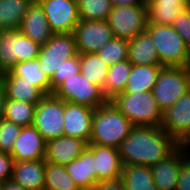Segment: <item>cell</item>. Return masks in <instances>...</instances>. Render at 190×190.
<instances>
[{
  "mask_svg": "<svg viewBox=\"0 0 190 190\" xmlns=\"http://www.w3.org/2000/svg\"><path fill=\"white\" fill-rule=\"evenodd\" d=\"M178 143L158 126H133L118 148L123 165L152 167L170 155Z\"/></svg>",
  "mask_w": 190,
  "mask_h": 190,
  "instance_id": "obj_1",
  "label": "cell"
},
{
  "mask_svg": "<svg viewBox=\"0 0 190 190\" xmlns=\"http://www.w3.org/2000/svg\"><path fill=\"white\" fill-rule=\"evenodd\" d=\"M133 125L111 102L97 107L93 112L92 135L89 144L119 148L128 137Z\"/></svg>",
  "mask_w": 190,
  "mask_h": 190,
  "instance_id": "obj_2",
  "label": "cell"
},
{
  "mask_svg": "<svg viewBox=\"0 0 190 190\" xmlns=\"http://www.w3.org/2000/svg\"><path fill=\"white\" fill-rule=\"evenodd\" d=\"M133 126L161 127L163 113L151 92L121 93L110 100Z\"/></svg>",
  "mask_w": 190,
  "mask_h": 190,
  "instance_id": "obj_3",
  "label": "cell"
},
{
  "mask_svg": "<svg viewBox=\"0 0 190 190\" xmlns=\"http://www.w3.org/2000/svg\"><path fill=\"white\" fill-rule=\"evenodd\" d=\"M160 64L163 67H186L189 48L171 25H147Z\"/></svg>",
  "mask_w": 190,
  "mask_h": 190,
  "instance_id": "obj_4",
  "label": "cell"
},
{
  "mask_svg": "<svg viewBox=\"0 0 190 190\" xmlns=\"http://www.w3.org/2000/svg\"><path fill=\"white\" fill-rule=\"evenodd\" d=\"M40 45L25 36L20 29L0 31V74L17 63L37 59Z\"/></svg>",
  "mask_w": 190,
  "mask_h": 190,
  "instance_id": "obj_5",
  "label": "cell"
},
{
  "mask_svg": "<svg viewBox=\"0 0 190 190\" xmlns=\"http://www.w3.org/2000/svg\"><path fill=\"white\" fill-rule=\"evenodd\" d=\"M189 90L190 71L187 67H162L152 93L164 113Z\"/></svg>",
  "mask_w": 190,
  "mask_h": 190,
  "instance_id": "obj_6",
  "label": "cell"
},
{
  "mask_svg": "<svg viewBox=\"0 0 190 190\" xmlns=\"http://www.w3.org/2000/svg\"><path fill=\"white\" fill-rule=\"evenodd\" d=\"M53 94L66 101L93 109L104 105L108 100L96 84L89 82L80 72L65 78Z\"/></svg>",
  "mask_w": 190,
  "mask_h": 190,
  "instance_id": "obj_7",
  "label": "cell"
},
{
  "mask_svg": "<svg viewBox=\"0 0 190 190\" xmlns=\"http://www.w3.org/2000/svg\"><path fill=\"white\" fill-rule=\"evenodd\" d=\"M108 22L114 37L132 40L147 29V6H115L109 14Z\"/></svg>",
  "mask_w": 190,
  "mask_h": 190,
  "instance_id": "obj_8",
  "label": "cell"
},
{
  "mask_svg": "<svg viewBox=\"0 0 190 190\" xmlns=\"http://www.w3.org/2000/svg\"><path fill=\"white\" fill-rule=\"evenodd\" d=\"M64 100L54 94L45 95L37 104L33 126L45 141L64 136Z\"/></svg>",
  "mask_w": 190,
  "mask_h": 190,
  "instance_id": "obj_9",
  "label": "cell"
},
{
  "mask_svg": "<svg viewBox=\"0 0 190 190\" xmlns=\"http://www.w3.org/2000/svg\"><path fill=\"white\" fill-rule=\"evenodd\" d=\"M53 34L73 33L80 22L77 0H36Z\"/></svg>",
  "mask_w": 190,
  "mask_h": 190,
  "instance_id": "obj_10",
  "label": "cell"
},
{
  "mask_svg": "<svg viewBox=\"0 0 190 190\" xmlns=\"http://www.w3.org/2000/svg\"><path fill=\"white\" fill-rule=\"evenodd\" d=\"M78 53H96L114 36L108 20H80L73 31Z\"/></svg>",
  "mask_w": 190,
  "mask_h": 190,
  "instance_id": "obj_11",
  "label": "cell"
},
{
  "mask_svg": "<svg viewBox=\"0 0 190 190\" xmlns=\"http://www.w3.org/2000/svg\"><path fill=\"white\" fill-rule=\"evenodd\" d=\"M161 128L178 144L190 134V90L163 113Z\"/></svg>",
  "mask_w": 190,
  "mask_h": 190,
  "instance_id": "obj_12",
  "label": "cell"
},
{
  "mask_svg": "<svg viewBox=\"0 0 190 190\" xmlns=\"http://www.w3.org/2000/svg\"><path fill=\"white\" fill-rule=\"evenodd\" d=\"M94 109L64 101V136L82 139L89 144Z\"/></svg>",
  "mask_w": 190,
  "mask_h": 190,
  "instance_id": "obj_13",
  "label": "cell"
},
{
  "mask_svg": "<svg viewBox=\"0 0 190 190\" xmlns=\"http://www.w3.org/2000/svg\"><path fill=\"white\" fill-rule=\"evenodd\" d=\"M88 143L82 139L62 136L46 141L44 161L66 166L78 158Z\"/></svg>",
  "mask_w": 190,
  "mask_h": 190,
  "instance_id": "obj_14",
  "label": "cell"
},
{
  "mask_svg": "<svg viewBox=\"0 0 190 190\" xmlns=\"http://www.w3.org/2000/svg\"><path fill=\"white\" fill-rule=\"evenodd\" d=\"M46 141L32 125L22 127L19 137L14 141L12 153L14 161H29L45 158Z\"/></svg>",
  "mask_w": 190,
  "mask_h": 190,
  "instance_id": "obj_15",
  "label": "cell"
},
{
  "mask_svg": "<svg viewBox=\"0 0 190 190\" xmlns=\"http://www.w3.org/2000/svg\"><path fill=\"white\" fill-rule=\"evenodd\" d=\"M87 148L95 157L96 182L121 177L123 164L117 148L97 144H88Z\"/></svg>",
  "mask_w": 190,
  "mask_h": 190,
  "instance_id": "obj_16",
  "label": "cell"
},
{
  "mask_svg": "<svg viewBox=\"0 0 190 190\" xmlns=\"http://www.w3.org/2000/svg\"><path fill=\"white\" fill-rule=\"evenodd\" d=\"M185 159L178 146L170 155L151 167L158 190H176L181 162Z\"/></svg>",
  "mask_w": 190,
  "mask_h": 190,
  "instance_id": "obj_17",
  "label": "cell"
},
{
  "mask_svg": "<svg viewBox=\"0 0 190 190\" xmlns=\"http://www.w3.org/2000/svg\"><path fill=\"white\" fill-rule=\"evenodd\" d=\"M21 32L40 46L52 37L49 23L40 4L34 0L29 6L20 26Z\"/></svg>",
  "mask_w": 190,
  "mask_h": 190,
  "instance_id": "obj_18",
  "label": "cell"
},
{
  "mask_svg": "<svg viewBox=\"0 0 190 190\" xmlns=\"http://www.w3.org/2000/svg\"><path fill=\"white\" fill-rule=\"evenodd\" d=\"M0 85L6 98L37 105L45 94L36 86L21 77L14 76L10 71L0 74Z\"/></svg>",
  "mask_w": 190,
  "mask_h": 190,
  "instance_id": "obj_19",
  "label": "cell"
},
{
  "mask_svg": "<svg viewBox=\"0 0 190 190\" xmlns=\"http://www.w3.org/2000/svg\"><path fill=\"white\" fill-rule=\"evenodd\" d=\"M44 159L14 161L12 180L26 190H44Z\"/></svg>",
  "mask_w": 190,
  "mask_h": 190,
  "instance_id": "obj_20",
  "label": "cell"
},
{
  "mask_svg": "<svg viewBox=\"0 0 190 190\" xmlns=\"http://www.w3.org/2000/svg\"><path fill=\"white\" fill-rule=\"evenodd\" d=\"M128 60L134 65H161L152 36L147 30L129 40Z\"/></svg>",
  "mask_w": 190,
  "mask_h": 190,
  "instance_id": "obj_21",
  "label": "cell"
},
{
  "mask_svg": "<svg viewBox=\"0 0 190 190\" xmlns=\"http://www.w3.org/2000/svg\"><path fill=\"white\" fill-rule=\"evenodd\" d=\"M162 65H134L123 93L151 92L157 82Z\"/></svg>",
  "mask_w": 190,
  "mask_h": 190,
  "instance_id": "obj_22",
  "label": "cell"
},
{
  "mask_svg": "<svg viewBox=\"0 0 190 190\" xmlns=\"http://www.w3.org/2000/svg\"><path fill=\"white\" fill-rule=\"evenodd\" d=\"M94 160V154L86 147L78 158L65 166L79 188L93 187L97 183Z\"/></svg>",
  "mask_w": 190,
  "mask_h": 190,
  "instance_id": "obj_23",
  "label": "cell"
},
{
  "mask_svg": "<svg viewBox=\"0 0 190 190\" xmlns=\"http://www.w3.org/2000/svg\"><path fill=\"white\" fill-rule=\"evenodd\" d=\"M78 54L73 33L53 34L51 39L40 47L37 59L68 60Z\"/></svg>",
  "mask_w": 190,
  "mask_h": 190,
  "instance_id": "obj_24",
  "label": "cell"
},
{
  "mask_svg": "<svg viewBox=\"0 0 190 190\" xmlns=\"http://www.w3.org/2000/svg\"><path fill=\"white\" fill-rule=\"evenodd\" d=\"M131 69L132 63L128 59L109 67L105 83L101 89L108 101L123 93Z\"/></svg>",
  "mask_w": 190,
  "mask_h": 190,
  "instance_id": "obj_25",
  "label": "cell"
},
{
  "mask_svg": "<svg viewBox=\"0 0 190 190\" xmlns=\"http://www.w3.org/2000/svg\"><path fill=\"white\" fill-rule=\"evenodd\" d=\"M34 0H0V31L20 29L23 17Z\"/></svg>",
  "mask_w": 190,
  "mask_h": 190,
  "instance_id": "obj_26",
  "label": "cell"
},
{
  "mask_svg": "<svg viewBox=\"0 0 190 190\" xmlns=\"http://www.w3.org/2000/svg\"><path fill=\"white\" fill-rule=\"evenodd\" d=\"M121 178L126 190H158L148 166L123 165Z\"/></svg>",
  "mask_w": 190,
  "mask_h": 190,
  "instance_id": "obj_27",
  "label": "cell"
},
{
  "mask_svg": "<svg viewBox=\"0 0 190 190\" xmlns=\"http://www.w3.org/2000/svg\"><path fill=\"white\" fill-rule=\"evenodd\" d=\"M80 73L101 89L106 80L109 66L97 53H78Z\"/></svg>",
  "mask_w": 190,
  "mask_h": 190,
  "instance_id": "obj_28",
  "label": "cell"
},
{
  "mask_svg": "<svg viewBox=\"0 0 190 190\" xmlns=\"http://www.w3.org/2000/svg\"><path fill=\"white\" fill-rule=\"evenodd\" d=\"M38 59L17 63L11 70L14 76L21 77L38 87L45 95L51 94L50 79L41 71Z\"/></svg>",
  "mask_w": 190,
  "mask_h": 190,
  "instance_id": "obj_29",
  "label": "cell"
},
{
  "mask_svg": "<svg viewBox=\"0 0 190 190\" xmlns=\"http://www.w3.org/2000/svg\"><path fill=\"white\" fill-rule=\"evenodd\" d=\"M35 104L6 98L4 119L21 127L32 126L36 110Z\"/></svg>",
  "mask_w": 190,
  "mask_h": 190,
  "instance_id": "obj_30",
  "label": "cell"
},
{
  "mask_svg": "<svg viewBox=\"0 0 190 190\" xmlns=\"http://www.w3.org/2000/svg\"><path fill=\"white\" fill-rule=\"evenodd\" d=\"M44 190H78L66 167L45 162Z\"/></svg>",
  "mask_w": 190,
  "mask_h": 190,
  "instance_id": "obj_31",
  "label": "cell"
},
{
  "mask_svg": "<svg viewBox=\"0 0 190 190\" xmlns=\"http://www.w3.org/2000/svg\"><path fill=\"white\" fill-rule=\"evenodd\" d=\"M80 20H108L113 9L111 0H77Z\"/></svg>",
  "mask_w": 190,
  "mask_h": 190,
  "instance_id": "obj_32",
  "label": "cell"
},
{
  "mask_svg": "<svg viewBox=\"0 0 190 190\" xmlns=\"http://www.w3.org/2000/svg\"><path fill=\"white\" fill-rule=\"evenodd\" d=\"M129 40L113 37L96 53L110 67L128 59Z\"/></svg>",
  "mask_w": 190,
  "mask_h": 190,
  "instance_id": "obj_33",
  "label": "cell"
},
{
  "mask_svg": "<svg viewBox=\"0 0 190 190\" xmlns=\"http://www.w3.org/2000/svg\"><path fill=\"white\" fill-rule=\"evenodd\" d=\"M148 25H172L186 7L146 5Z\"/></svg>",
  "mask_w": 190,
  "mask_h": 190,
  "instance_id": "obj_34",
  "label": "cell"
},
{
  "mask_svg": "<svg viewBox=\"0 0 190 190\" xmlns=\"http://www.w3.org/2000/svg\"><path fill=\"white\" fill-rule=\"evenodd\" d=\"M22 127L4 118L0 120V151L11 154L14 141L19 137Z\"/></svg>",
  "mask_w": 190,
  "mask_h": 190,
  "instance_id": "obj_35",
  "label": "cell"
},
{
  "mask_svg": "<svg viewBox=\"0 0 190 190\" xmlns=\"http://www.w3.org/2000/svg\"><path fill=\"white\" fill-rule=\"evenodd\" d=\"M79 72L80 65L78 54L75 57L66 60L64 63H61L58 70H56L50 79L51 94H53V91L65 80V78L74 76V74Z\"/></svg>",
  "mask_w": 190,
  "mask_h": 190,
  "instance_id": "obj_36",
  "label": "cell"
},
{
  "mask_svg": "<svg viewBox=\"0 0 190 190\" xmlns=\"http://www.w3.org/2000/svg\"><path fill=\"white\" fill-rule=\"evenodd\" d=\"M171 26L182 37L188 48H190V6L184 8V10L174 19Z\"/></svg>",
  "mask_w": 190,
  "mask_h": 190,
  "instance_id": "obj_37",
  "label": "cell"
},
{
  "mask_svg": "<svg viewBox=\"0 0 190 190\" xmlns=\"http://www.w3.org/2000/svg\"><path fill=\"white\" fill-rule=\"evenodd\" d=\"M13 157L5 152L0 151V183L12 179Z\"/></svg>",
  "mask_w": 190,
  "mask_h": 190,
  "instance_id": "obj_38",
  "label": "cell"
},
{
  "mask_svg": "<svg viewBox=\"0 0 190 190\" xmlns=\"http://www.w3.org/2000/svg\"><path fill=\"white\" fill-rule=\"evenodd\" d=\"M176 190H190V162H181Z\"/></svg>",
  "mask_w": 190,
  "mask_h": 190,
  "instance_id": "obj_39",
  "label": "cell"
},
{
  "mask_svg": "<svg viewBox=\"0 0 190 190\" xmlns=\"http://www.w3.org/2000/svg\"><path fill=\"white\" fill-rule=\"evenodd\" d=\"M40 64V70L43 71L49 79L52 78L56 70L61 63H64L66 60L62 58L61 60H52V59H38Z\"/></svg>",
  "mask_w": 190,
  "mask_h": 190,
  "instance_id": "obj_40",
  "label": "cell"
},
{
  "mask_svg": "<svg viewBox=\"0 0 190 190\" xmlns=\"http://www.w3.org/2000/svg\"><path fill=\"white\" fill-rule=\"evenodd\" d=\"M96 190H126L123 179L117 178L113 180L99 181L95 184Z\"/></svg>",
  "mask_w": 190,
  "mask_h": 190,
  "instance_id": "obj_41",
  "label": "cell"
},
{
  "mask_svg": "<svg viewBox=\"0 0 190 190\" xmlns=\"http://www.w3.org/2000/svg\"><path fill=\"white\" fill-rule=\"evenodd\" d=\"M146 5L188 7L190 6V0H148Z\"/></svg>",
  "mask_w": 190,
  "mask_h": 190,
  "instance_id": "obj_42",
  "label": "cell"
},
{
  "mask_svg": "<svg viewBox=\"0 0 190 190\" xmlns=\"http://www.w3.org/2000/svg\"><path fill=\"white\" fill-rule=\"evenodd\" d=\"M113 7L115 6H134V5H146L144 0H111Z\"/></svg>",
  "mask_w": 190,
  "mask_h": 190,
  "instance_id": "obj_43",
  "label": "cell"
},
{
  "mask_svg": "<svg viewBox=\"0 0 190 190\" xmlns=\"http://www.w3.org/2000/svg\"><path fill=\"white\" fill-rule=\"evenodd\" d=\"M178 146L182 149L185 159L190 162V134L188 136H186L178 144Z\"/></svg>",
  "mask_w": 190,
  "mask_h": 190,
  "instance_id": "obj_44",
  "label": "cell"
},
{
  "mask_svg": "<svg viewBox=\"0 0 190 190\" xmlns=\"http://www.w3.org/2000/svg\"><path fill=\"white\" fill-rule=\"evenodd\" d=\"M2 190H26L21 185L15 183L12 179L2 184Z\"/></svg>",
  "mask_w": 190,
  "mask_h": 190,
  "instance_id": "obj_45",
  "label": "cell"
},
{
  "mask_svg": "<svg viewBox=\"0 0 190 190\" xmlns=\"http://www.w3.org/2000/svg\"><path fill=\"white\" fill-rule=\"evenodd\" d=\"M5 100H6V95L3 87L0 85V120L4 118Z\"/></svg>",
  "mask_w": 190,
  "mask_h": 190,
  "instance_id": "obj_46",
  "label": "cell"
},
{
  "mask_svg": "<svg viewBox=\"0 0 190 190\" xmlns=\"http://www.w3.org/2000/svg\"><path fill=\"white\" fill-rule=\"evenodd\" d=\"M186 67H187V68L189 69V71H190V48H189L188 62H187Z\"/></svg>",
  "mask_w": 190,
  "mask_h": 190,
  "instance_id": "obj_47",
  "label": "cell"
},
{
  "mask_svg": "<svg viewBox=\"0 0 190 190\" xmlns=\"http://www.w3.org/2000/svg\"><path fill=\"white\" fill-rule=\"evenodd\" d=\"M78 190H96L95 186L89 188H79Z\"/></svg>",
  "mask_w": 190,
  "mask_h": 190,
  "instance_id": "obj_48",
  "label": "cell"
}]
</instances>
